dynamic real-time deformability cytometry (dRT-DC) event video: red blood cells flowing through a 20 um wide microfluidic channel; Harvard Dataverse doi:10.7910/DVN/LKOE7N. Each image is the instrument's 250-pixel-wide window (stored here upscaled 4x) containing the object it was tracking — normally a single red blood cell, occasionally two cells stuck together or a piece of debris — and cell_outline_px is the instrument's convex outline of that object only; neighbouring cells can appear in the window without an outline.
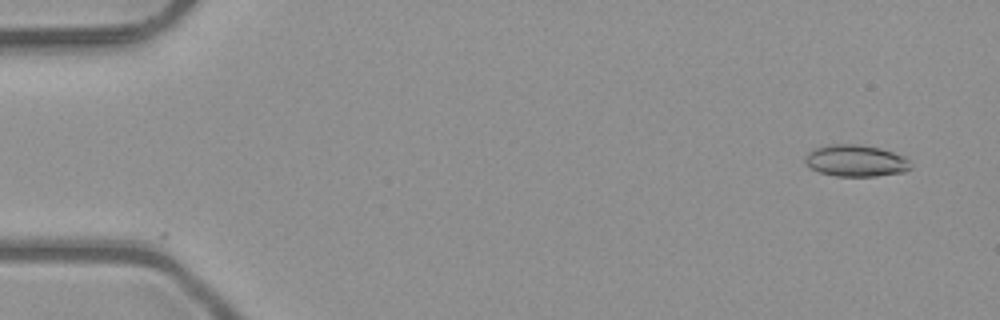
{"species": "common noctule bat (a hibernating species)", "species_latin": "Nyctalus noctula", "temperature_condition": "room temperature", "stored_images_in_passage": 5, "camera_frame_rate_fps": 3000, "um_per_image_px": 0.085, "animal": {"sex": "male", "body_mass_g": 23.1, "forearm_length_mm": 52.7}, "frame": {"image": 1, "passage_image": 1, "time_ms": 0.0, "image_size_px": [1000, 320], "cell_outline_px": [[912, 168], [904, 172], [876, 176], [836, 176], [820, 172], [812, 168], [804, 160], [808, 152], [816, 148], [828, 144], [860, 144], [880, 148], [904, 156], [912, 164]], "centroid_in_image_um": [72.78, 13.66], "position_along_channel_um": 12.2, "area_um2": 19.48}}
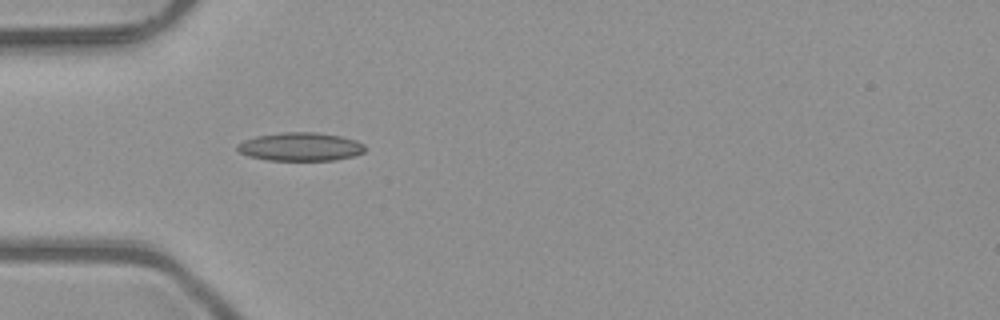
{"frame": {"image": 2, "passage_image": 5, "time_ms": 1.333, "image_size_px": [1000, 320], "cell_outline_px": [[364, 152], [352, 156], [336, 160], [268, 160], [248, 156], [240, 152], [236, 148], [236, 144], [244, 140], [256, 136], [280, 132], [316, 132], [340, 136], [356, 140], [364, 144]], "centroid_in_image_um": [25.51, 12.47], "position_along_channel_um": 59.5, "area_um2": 21.15}}